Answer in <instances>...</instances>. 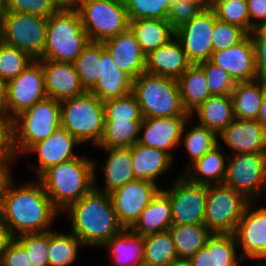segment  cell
Here are the masks:
<instances>
[{
	"label": "cell",
	"mask_w": 266,
	"mask_h": 266,
	"mask_svg": "<svg viewBox=\"0 0 266 266\" xmlns=\"http://www.w3.org/2000/svg\"><path fill=\"white\" fill-rule=\"evenodd\" d=\"M12 177L2 187L0 212L13 238L51 231V224L61 213L52 204L43 184L37 179L15 186Z\"/></svg>",
	"instance_id": "1"
},
{
	"label": "cell",
	"mask_w": 266,
	"mask_h": 266,
	"mask_svg": "<svg viewBox=\"0 0 266 266\" xmlns=\"http://www.w3.org/2000/svg\"><path fill=\"white\" fill-rule=\"evenodd\" d=\"M66 211L72 221L71 232L84 247H102L125 229L118 221L110 195L95 188Z\"/></svg>",
	"instance_id": "2"
},
{
	"label": "cell",
	"mask_w": 266,
	"mask_h": 266,
	"mask_svg": "<svg viewBox=\"0 0 266 266\" xmlns=\"http://www.w3.org/2000/svg\"><path fill=\"white\" fill-rule=\"evenodd\" d=\"M96 162L94 159L79 156L49 167L38 177L60 213L94 188Z\"/></svg>",
	"instance_id": "3"
},
{
	"label": "cell",
	"mask_w": 266,
	"mask_h": 266,
	"mask_svg": "<svg viewBox=\"0 0 266 266\" xmlns=\"http://www.w3.org/2000/svg\"><path fill=\"white\" fill-rule=\"evenodd\" d=\"M78 11L61 6L47 19L46 42L39 60L73 63L89 43Z\"/></svg>",
	"instance_id": "4"
},
{
	"label": "cell",
	"mask_w": 266,
	"mask_h": 266,
	"mask_svg": "<svg viewBox=\"0 0 266 266\" xmlns=\"http://www.w3.org/2000/svg\"><path fill=\"white\" fill-rule=\"evenodd\" d=\"M132 93L143 118L190 116L183 108L177 79L143 72L133 79Z\"/></svg>",
	"instance_id": "5"
},
{
	"label": "cell",
	"mask_w": 266,
	"mask_h": 266,
	"mask_svg": "<svg viewBox=\"0 0 266 266\" xmlns=\"http://www.w3.org/2000/svg\"><path fill=\"white\" fill-rule=\"evenodd\" d=\"M61 127L81 144L100 143L104 131V101L85 92L82 95L60 101Z\"/></svg>",
	"instance_id": "6"
},
{
	"label": "cell",
	"mask_w": 266,
	"mask_h": 266,
	"mask_svg": "<svg viewBox=\"0 0 266 266\" xmlns=\"http://www.w3.org/2000/svg\"><path fill=\"white\" fill-rule=\"evenodd\" d=\"M12 121L16 153L28 154L33 145L44 141L61 127L60 101L47 97Z\"/></svg>",
	"instance_id": "7"
},
{
	"label": "cell",
	"mask_w": 266,
	"mask_h": 266,
	"mask_svg": "<svg viewBox=\"0 0 266 266\" xmlns=\"http://www.w3.org/2000/svg\"><path fill=\"white\" fill-rule=\"evenodd\" d=\"M73 7L91 42H103L130 27L126 5L113 0H75Z\"/></svg>",
	"instance_id": "8"
},
{
	"label": "cell",
	"mask_w": 266,
	"mask_h": 266,
	"mask_svg": "<svg viewBox=\"0 0 266 266\" xmlns=\"http://www.w3.org/2000/svg\"><path fill=\"white\" fill-rule=\"evenodd\" d=\"M47 19L28 13L4 11L0 16L1 41L39 60L46 42Z\"/></svg>",
	"instance_id": "9"
},
{
	"label": "cell",
	"mask_w": 266,
	"mask_h": 266,
	"mask_svg": "<svg viewBox=\"0 0 266 266\" xmlns=\"http://www.w3.org/2000/svg\"><path fill=\"white\" fill-rule=\"evenodd\" d=\"M249 202L229 186L209 185L204 225L213 234H234Z\"/></svg>",
	"instance_id": "10"
},
{
	"label": "cell",
	"mask_w": 266,
	"mask_h": 266,
	"mask_svg": "<svg viewBox=\"0 0 266 266\" xmlns=\"http://www.w3.org/2000/svg\"><path fill=\"white\" fill-rule=\"evenodd\" d=\"M223 184L258 202L266 190V153H240L228 156Z\"/></svg>",
	"instance_id": "11"
},
{
	"label": "cell",
	"mask_w": 266,
	"mask_h": 266,
	"mask_svg": "<svg viewBox=\"0 0 266 266\" xmlns=\"http://www.w3.org/2000/svg\"><path fill=\"white\" fill-rule=\"evenodd\" d=\"M47 98L41 60H34L17 77L7 82L2 113L13 120L37 102Z\"/></svg>",
	"instance_id": "12"
},
{
	"label": "cell",
	"mask_w": 266,
	"mask_h": 266,
	"mask_svg": "<svg viewBox=\"0 0 266 266\" xmlns=\"http://www.w3.org/2000/svg\"><path fill=\"white\" fill-rule=\"evenodd\" d=\"M174 185L162 189L170 199L172 224H204L208 186L188 181L181 174Z\"/></svg>",
	"instance_id": "13"
},
{
	"label": "cell",
	"mask_w": 266,
	"mask_h": 266,
	"mask_svg": "<svg viewBox=\"0 0 266 266\" xmlns=\"http://www.w3.org/2000/svg\"><path fill=\"white\" fill-rule=\"evenodd\" d=\"M216 19L214 10L206 8L175 30V38L181 43L191 64L210 60L213 53L212 38Z\"/></svg>",
	"instance_id": "14"
},
{
	"label": "cell",
	"mask_w": 266,
	"mask_h": 266,
	"mask_svg": "<svg viewBox=\"0 0 266 266\" xmlns=\"http://www.w3.org/2000/svg\"><path fill=\"white\" fill-rule=\"evenodd\" d=\"M159 187L151 181L135 179L109 194L118 221L125 229L135 224L141 212L161 189Z\"/></svg>",
	"instance_id": "15"
},
{
	"label": "cell",
	"mask_w": 266,
	"mask_h": 266,
	"mask_svg": "<svg viewBox=\"0 0 266 266\" xmlns=\"http://www.w3.org/2000/svg\"><path fill=\"white\" fill-rule=\"evenodd\" d=\"M256 202H249L239 220L234 236L241 247L243 260H266V206L255 208ZM254 205V206H253Z\"/></svg>",
	"instance_id": "16"
},
{
	"label": "cell",
	"mask_w": 266,
	"mask_h": 266,
	"mask_svg": "<svg viewBox=\"0 0 266 266\" xmlns=\"http://www.w3.org/2000/svg\"><path fill=\"white\" fill-rule=\"evenodd\" d=\"M190 116L143 118L138 143L166 152L172 159V150L181 145V134Z\"/></svg>",
	"instance_id": "17"
},
{
	"label": "cell",
	"mask_w": 266,
	"mask_h": 266,
	"mask_svg": "<svg viewBox=\"0 0 266 266\" xmlns=\"http://www.w3.org/2000/svg\"><path fill=\"white\" fill-rule=\"evenodd\" d=\"M210 61L225 70L235 82L258 79L254 45L249 34L237 45L213 52Z\"/></svg>",
	"instance_id": "18"
},
{
	"label": "cell",
	"mask_w": 266,
	"mask_h": 266,
	"mask_svg": "<svg viewBox=\"0 0 266 266\" xmlns=\"http://www.w3.org/2000/svg\"><path fill=\"white\" fill-rule=\"evenodd\" d=\"M48 98L64 100L86 92L80 82L74 63L41 60Z\"/></svg>",
	"instance_id": "19"
},
{
	"label": "cell",
	"mask_w": 266,
	"mask_h": 266,
	"mask_svg": "<svg viewBox=\"0 0 266 266\" xmlns=\"http://www.w3.org/2000/svg\"><path fill=\"white\" fill-rule=\"evenodd\" d=\"M81 143L66 129L60 127L44 141L33 145L27 152L37 153L38 166H32L39 177L53 165L79 157L73 149Z\"/></svg>",
	"instance_id": "20"
},
{
	"label": "cell",
	"mask_w": 266,
	"mask_h": 266,
	"mask_svg": "<svg viewBox=\"0 0 266 266\" xmlns=\"http://www.w3.org/2000/svg\"><path fill=\"white\" fill-rule=\"evenodd\" d=\"M102 43L111 54L117 68L132 79L145 72L146 54L130 28L104 40Z\"/></svg>",
	"instance_id": "21"
},
{
	"label": "cell",
	"mask_w": 266,
	"mask_h": 266,
	"mask_svg": "<svg viewBox=\"0 0 266 266\" xmlns=\"http://www.w3.org/2000/svg\"><path fill=\"white\" fill-rule=\"evenodd\" d=\"M232 154L266 153V129L258 120L235 119L219 135Z\"/></svg>",
	"instance_id": "22"
},
{
	"label": "cell",
	"mask_w": 266,
	"mask_h": 266,
	"mask_svg": "<svg viewBox=\"0 0 266 266\" xmlns=\"http://www.w3.org/2000/svg\"><path fill=\"white\" fill-rule=\"evenodd\" d=\"M190 65L181 43L173 37L146 55L145 72L178 80Z\"/></svg>",
	"instance_id": "23"
},
{
	"label": "cell",
	"mask_w": 266,
	"mask_h": 266,
	"mask_svg": "<svg viewBox=\"0 0 266 266\" xmlns=\"http://www.w3.org/2000/svg\"><path fill=\"white\" fill-rule=\"evenodd\" d=\"M133 79L115 65L102 43L101 75L90 93L100 100L124 97L132 92Z\"/></svg>",
	"instance_id": "24"
},
{
	"label": "cell",
	"mask_w": 266,
	"mask_h": 266,
	"mask_svg": "<svg viewBox=\"0 0 266 266\" xmlns=\"http://www.w3.org/2000/svg\"><path fill=\"white\" fill-rule=\"evenodd\" d=\"M172 225V210L169 196L160 189L141 212L130 230L140 236L168 231Z\"/></svg>",
	"instance_id": "25"
},
{
	"label": "cell",
	"mask_w": 266,
	"mask_h": 266,
	"mask_svg": "<svg viewBox=\"0 0 266 266\" xmlns=\"http://www.w3.org/2000/svg\"><path fill=\"white\" fill-rule=\"evenodd\" d=\"M221 144L218 143L212 150L207 152L202 158L188 165L181 175L188 181L201 185L223 184L226 173L228 156L225 151H221ZM226 157V158H225Z\"/></svg>",
	"instance_id": "26"
},
{
	"label": "cell",
	"mask_w": 266,
	"mask_h": 266,
	"mask_svg": "<svg viewBox=\"0 0 266 266\" xmlns=\"http://www.w3.org/2000/svg\"><path fill=\"white\" fill-rule=\"evenodd\" d=\"M135 179L157 180L173 165V159L164 151L135 143L130 147Z\"/></svg>",
	"instance_id": "27"
},
{
	"label": "cell",
	"mask_w": 266,
	"mask_h": 266,
	"mask_svg": "<svg viewBox=\"0 0 266 266\" xmlns=\"http://www.w3.org/2000/svg\"><path fill=\"white\" fill-rule=\"evenodd\" d=\"M102 149L108 152L105 164L100 166L105 174V186L103 189H99L94 185V188L98 191L110 194L117 188L135 180L132 156L130 147Z\"/></svg>",
	"instance_id": "28"
},
{
	"label": "cell",
	"mask_w": 266,
	"mask_h": 266,
	"mask_svg": "<svg viewBox=\"0 0 266 266\" xmlns=\"http://www.w3.org/2000/svg\"><path fill=\"white\" fill-rule=\"evenodd\" d=\"M197 115L198 124L213 131L217 136L235 120L232 99L230 95H211L196 110L190 118Z\"/></svg>",
	"instance_id": "29"
},
{
	"label": "cell",
	"mask_w": 266,
	"mask_h": 266,
	"mask_svg": "<svg viewBox=\"0 0 266 266\" xmlns=\"http://www.w3.org/2000/svg\"><path fill=\"white\" fill-rule=\"evenodd\" d=\"M264 81L236 82L230 94L235 119L257 120L263 99Z\"/></svg>",
	"instance_id": "30"
},
{
	"label": "cell",
	"mask_w": 266,
	"mask_h": 266,
	"mask_svg": "<svg viewBox=\"0 0 266 266\" xmlns=\"http://www.w3.org/2000/svg\"><path fill=\"white\" fill-rule=\"evenodd\" d=\"M103 247L111 253L115 266H138L143 264L144 237L124 229L107 241Z\"/></svg>",
	"instance_id": "31"
},
{
	"label": "cell",
	"mask_w": 266,
	"mask_h": 266,
	"mask_svg": "<svg viewBox=\"0 0 266 266\" xmlns=\"http://www.w3.org/2000/svg\"><path fill=\"white\" fill-rule=\"evenodd\" d=\"M129 28L146 55L175 37V30L167 19L131 20Z\"/></svg>",
	"instance_id": "32"
},
{
	"label": "cell",
	"mask_w": 266,
	"mask_h": 266,
	"mask_svg": "<svg viewBox=\"0 0 266 266\" xmlns=\"http://www.w3.org/2000/svg\"><path fill=\"white\" fill-rule=\"evenodd\" d=\"M177 81L183 108L189 115L211 96L199 64H191Z\"/></svg>",
	"instance_id": "33"
},
{
	"label": "cell",
	"mask_w": 266,
	"mask_h": 266,
	"mask_svg": "<svg viewBox=\"0 0 266 266\" xmlns=\"http://www.w3.org/2000/svg\"><path fill=\"white\" fill-rule=\"evenodd\" d=\"M175 244L178 259H190L206 246L213 233L204 224H172L168 229Z\"/></svg>",
	"instance_id": "34"
},
{
	"label": "cell",
	"mask_w": 266,
	"mask_h": 266,
	"mask_svg": "<svg viewBox=\"0 0 266 266\" xmlns=\"http://www.w3.org/2000/svg\"><path fill=\"white\" fill-rule=\"evenodd\" d=\"M142 120L104 121L98 148L131 147L138 142Z\"/></svg>",
	"instance_id": "35"
},
{
	"label": "cell",
	"mask_w": 266,
	"mask_h": 266,
	"mask_svg": "<svg viewBox=\"0 0 266 266\" xmlns=\"http://www.w3.org/2000/svg\"><path fill=\"white\" fill-rule=\"evenodd\" d=\"M177 259L175 244L169 231L144 237L143 264L169 266Z\"/></svg>",
	"instance_id": "36"
},
{
	"label": "cell",
	"mask_w": 266,
	"mask_h": 266,
	"mask_svg": "<svg viewBox=\"0 0 266 266\" xmlns=\"http://www.w3.org/2000/svg\"><path fill=\"white\" fill-rule=\"evenodd\" d=\"M80 247L84 246L74 233L49 231V266H70L77 260Z\"/></svg>",
	"instance_id": "37"
},
{
	"label": "cell",
	"mask_w": 266,
	"mask_h": 266,
	"mask_svg": "<svg viewBox=\"0 0 266 266\" xmlns=\"http://www.w3.org/2000/svg\"><path fill=\"white\" fill-rule=\"evenodd\" d=\"M102 42H89L73 62L80 82L90 92L101 75Z\"/></svg>",
	"instance_id": "38"
},
{
	"label": "cell",
	"mask_w": 266,
	"mask_h": 266,
	"mask_svg": "<svg viewBox=\"0 0 266 266\" xmlns=\"http://www.w3.org/2000/svg\"><path fill=\"white\" fill-rule=\"evenodd\" d=\"M185 125L181 134V141L189 156L188 164H193L196 160L202 158L207 152L218 145V136L210 129L199 125L198 123L191 129L185 130Z\"/></svg>",
	"instance_id": "39"
},
{
	"label": "cell",
	"mask_w": 266,
	"mask_h": 266,
	"mask_svg": "<svg viewBox=\"0 0 266 266\" xmlns=\"http://www.w3.org/2000/svg\"><path fill=\"white\" fill-rule=\"evenodd\" d=\"M34 60L28 53L0 42V77L6 83L17 77Z\"/></svg>",
	"instance_id": "40"
},
{
	"label": "cell",
	"mask_w": 266,
	"mask_h": 266,
	"mask_svg": "<svg viewBox=\"0 0 266 266\" xmlns=\"http://www.w3.org/2000/svg\"><path fill=\"white\" fill-rule=\"evenodd\" d=\"M205 247L214 249L215 266H237L239 262H244L236 252L238 246L234 234H213Z\"/></svg>",
	"instance_id": "41"
},
{
	"label": "cell",
	"mask_w": 266,
	"mask_h": 266,
	"mask_svg": "<svg viewBox=\"0 0 266 266\" xmlns=\"http://www.w3.org/2000/svg\"><path fill=\"white\" fill-rule=\"evenodd\" d=\"M104 121L143 120L136 96L131 92L124 97L104 100Z\"/></svg>",
	"instance_id": "42"
},
{
	"label": "cell",
	"mask_w": 266,
	"mask_h": 266,
	"mask_svg": "<svg viewBox=\"0 0 266 266\" xmlns=\"http://www.w3.org/2000/svg\"><path fill=\"white\" fill-rule=\"evenodd\" d=\"M217 19L242 28L250 34V17L246 0H227L214 9Z\"/></svg>",
	"instance_id": "43"
},
{
	"label": "cell",
	"mask_w": 266,
	"mask_h": 266,
	"mask_svg": "<svg viewBox=\"0 0 266 266\" xmlns=\"http://www.w3.org/2000/svg\"><path fill=\"white\" fill-rule=\"evenodd\" d=\"M172 0H129L126 4L129 20L166 19Z\"/></svg>",
	"instance_id": "44"
},
{
	"label": "cell",
	"mask_w": 266,
	"mask_h": 266,
	"mask_svg": "<svg viewBox=\"0 0 266 266\" xmlns=\"http://www.w3.org/2000/svg\"><path fill=\"white\" fill-rule=\"evenodd\" d=\"M15 239L25 248L33 266H49V231L44 233L22 234Z\"/></svg>",
	"instance_id": "45"
},
{
	"label": "cell",
	"mask_w": 266,
	"mask_h": 266,
	"mask_svg": "<svg viewBox=\"0 0 266 266\" xmlns=\"http://www.w3.org/2000/svg\"><path fill=\"white\" fill-rule=\"evenodd\" d=\"M199 65L203 68L211 95H230L232 93L236 82L225 70L210 60L199 63Z\"/></svg>",
	"instance_id": "46"
},
{
	"label": "cell",
	"mask_w": 266,
	"mask_h": 266,
	"mask_svg": "<svg viewBox=\"0 0 266 266\" xmlns=\"http://www.w3.org/2000/svg\"><path fill=\"white\" fill-rule=\"evenodd\" d=\"M17 162V153L14 145L13 121L0 112V167L10 175V165Z\"/></svg>",
	"instance_id": "47"
},
{
	"label": "cell",
	"mask_w": 266,
	"mask_h": 266,
	"mask_svg": "<svg viewBox=\"0 0 266 266\" xmlns=\"http://www.w3.org/2000/svg\"><path fill=\"white\" fill-rule=\"evenodd\" d=\"M62 5L57 0H6L5 11H15L48 18Z\"/></svg>",
	"instance_id": "48"
},
{
	"label": "cell",
	"mask_w": 266,
	"mask_h": 266,
	"mask_svg": "<svg viewBox=\"0 0 266 266\" xmlns=\"http://www.w3.org/2000/svg\"><path fill=\"white\" fill-rule=\"evenodd\" d=\"M247 35L242 28L216 19L212 38L213 52L237 45Z\"/></svg>",
	"instance_id": "49"
},
{
	"label": "cell",
	"mask_w": 266,
	"mask_h": 266,
	"mask_svg": "<svg viewBox=\"0 0 266 266\" xmlns=\"http://www.w3.org/2000/svg\"><path fill=\"white\" fill-rule=\"evenodd\" d=\"M203 10L205 8L200 3L172 0L166 19L171 24V27L176 30L199 15Z\"/></svg>",
	"instance_id": "50"
},
{
	"label": "cell",
	"mask_w": 266,
	"mask_h": 266,
	"mask_svg": "<svg viewBox=\"0 0 266 266\" xmlns=\"http://www.w3.org/2000/svg\"><path fill=\"white\" fill-rule=\"evenodd\" d=\"M0 266H33L25 248L13 238L0 253Z\"/></svg>",
	"instance_id": "51"
},
{
	"label": "cell",
	"mask_w": 266,
	"mask_h": 266,
	"mask_svg": "<svg viewBox=\"0 0 266 266\" xmlns=\"http://www.w3.org/2000/svg\"><path fill=\"white\" fill-rule=\"evenodd\" d=\"M249 35L254 45L257 78L266 81V33L258 28Z\"/></svg>",
	"instance_id": "52"
},
{
	"label": "cell",
	"mask_w": 266,
	"mask_h": 266,
	"mask_svg": "<svg viewBox=\"0 0 266 266\" xmlns=\"http://www.w3.org/2000/svg\"><path fill=\"white\" fill-rule=\"evenodd\" d=\"M250 17V33L266 25V0H246Z\"/></svg>",
	"instance_id": "53"
},
{
	"label": "cell",
	"mask_w": 266,
	"mask_h": 266,
	"mask_svg": "<svg viewBox=\"0 0 266 266\" xmlns=\"http://www.w3.org/2000/svg\"><path fill=\"white\" fill-rule=\"evenodd\" d=\"M192 266H215L214 249L205 246L199 249L190 259Z\"/></svg>",
	"instance_id": "54"
},
{
	"label": "cell",
	"mask_w": 266,
	"mask_h": 266,
	"mask_svg": "<svg viewBox=\"0 0 266 266\" xmlns=\"http://www.w3.org/2000/svg\"><path fill=\"white\" fill-rule=\"evenodd\" d=\"M13 239L6 222L3 220L0 212V253L8 246L9 242Z\"/></svg>",
	"instance_id": "55"
},
{
	"label": "cell",
	"mask_w": 266,
	"mask_h": 266,
	"mask_svg": "<svg viewBox=\"0 0 266 266\" xmlns=\"http://www.w3.org/2000/svg\"><path fill=\"white\" fill-rule=\"evenodd\" d=\"M257 120L266 129V81H264L263 99Z\"/></svg>",
	"instance_id": "56"
},
{
	"label": "cell",
	"mask_w": 266,
	"mask_h": 266,
	"mask_svg": "<svg viewBox=\"0 0 266 266\" xmlns=\"http://www.w3.org/2000/svg\"><path fill=\"white\" fill-rule=\"evenodd\" d=\"M7 83L0 77V112L3 111L6 101Z\"/></svg>",
	"instance_id": "57"
},
{
	"label": "cell",
	"mask_w": 266,
	"mask_h": 266,
	"mask_svg": "<svg viewBox=\"0 0 266 266\" xmlns=\"http://www.w3.org/2000/svg\"><path fill=\"white\" fill-rule=\"evenodd\" d=\"M9 176L10 174L4 168L0 167V196L4 182Z\"/></svg>",
	"instance_id": "58"
},
{
	"label": "cell",
	"mask_w": 266,
	"mask_h": 266,
	"mask_svg": "<svg viewBox=\"0 0 266 266\" xmlns=\"http://www.w3.org/2000/svg\"><path fill=\"white\" fill-rule=\"evenodd\" d=\"M169 266H192L189 259H177L175 262L170 264Z\"/></svg>",
	"instance_id": "59"
},
{
	"label": "cell",
	"mask_w": 266,
	"mask_h": 266,
	"mask_svg": "<svg viewBox=\"0 0 266 266\" xmlns=\"http://www.w3.org/2000/svg\"><path fill=\"white\" fill-rule=\"evenodd\" d=\"M227 0H207V8L214 9L218 4Z\"/></svg>",
	"instance_id": "60"
},
{
	"label": "cell",
	"mask_w": 266,
	"mask_h": 266,
	"mask_svg": "<svg viewBox=\"0 0 266 266\" xmlns=\"http://www.w3.org/2000/svg\"><path fill=\"white\" fill-rule=\"evenodd\" d=\"M62 6H73L75 0H57Z\"/></svg>",
	"instance_id": "61"
},
{
	"label": "cell",
	"mask_w": 266,
	"mask_h": 266,
	"mask_svg": "<svg viewBox=\"0 0 266 266\" xmlns=\"http://www.w3.org/2000/svg\"><path fill=\"white\" fill-rule=\"evenodd\" d=\"M185 1L200 3L205 9L207 8V0H185Z\"/></svg>",
	"instance_id": "62"
},
{
	"label": "cell",
	"mask_w": 266,
	"mask_h": 266,
	"mask_svg": "<svg viewBox=\"0 0 266 266\" xmlns=\"http://www.w3.org/2000/svg\"><path fill=\"white\" fill-rule=\"evenodd\" d=\"M6 0H0V16L5 11Z\"/></svg>",
	"instance_id": "63"
},
{
	"label": "cell",
	"mask_w": 266,
	"mask_h": 266,
	"mask_svg": "<svg viewBox=\"0 0 266 266\" xmlns=\"http://www.w3.org/2000/svg\"><path fill=\"white\" fill-rule=\"evenodd\" d=\"M254 266H266V262L265 261H257V264H255Z\"/></svg>",
	"instance_id": "64"
},
{
	"label": "cell",
	"mask_w": 266,
	"mask_h": 266,
	"mask_svg": "<svg viewBox=\"0 0 266 266\" xmlns=\"http://www.w3.org/2000/svg\"><path fill=\"white\" fill-rule=\"evenodd\" d=\"M113 1L126 5L129 0H113Z\"/></svg>",
	"instance_id": "65"
},
{
	"label": "cell",
	"mask_w": 266,
	"mask_h": 266,
	"mask_svg": "<svg viewBox=\"0 0 266 266\" xmlns=\"http://www.w3.org/2000/svg\"><path fill=\"white\" fill-rule=\"evenodd\" d=\"M266 33V25L261 28Z\"/></svg>",
	"instance_id": "66"
},
{
	"label": "cell",
	"mask_w": 266,
	"mask_h": 266,
	"mask_svg": "<svg viewBox=\"0 0 266 266\" xmlns=\"http://www.w3.org/2000/svg\"><path fill=\"white\" fill-rule=\"evenodd\" d=\"M0 42H1V26H0Z\"/></svg>",
	"instance_id": "67"
}]
</instances>
